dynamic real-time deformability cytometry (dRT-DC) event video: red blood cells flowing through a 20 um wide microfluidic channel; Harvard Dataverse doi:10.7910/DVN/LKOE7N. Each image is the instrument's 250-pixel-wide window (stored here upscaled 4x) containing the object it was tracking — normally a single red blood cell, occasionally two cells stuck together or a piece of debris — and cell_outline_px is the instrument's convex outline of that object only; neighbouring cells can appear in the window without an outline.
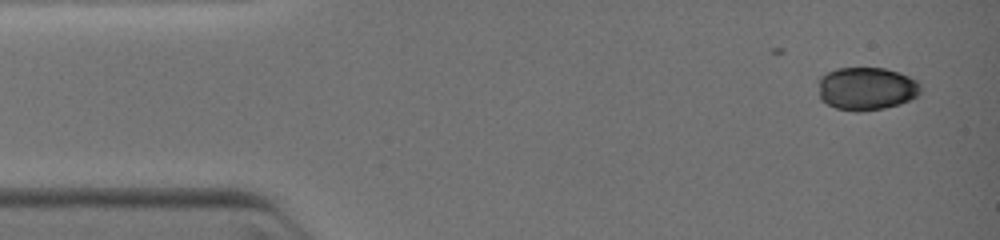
{"species": "common noctule bat (a hibernating species)", "species_latin": "Nyctalus noctula", "temperature_condition": "warm", "stored_images_in_passage": 21, "camera_frame_rate_fps": 3000, "um_per_image_px": 0.085, "animal": {"sex": "female", "body_mass_g": 19.0, "forearm_length_mm": 51.5}, "frame": {"image": 1, "passage_image": 1, "time_ms": 0.0, "image_size_px": [1000, 240], "cell_outline_px": [[920, 92], [916, 96], [900, 104], [884, 108], [860, 112], [856, 112], [836, 108], [820, 100], [820, 76], [836, 68], [884, 68], [900, 72], [916, 80], [920, 84]], "centroid_in_image_um": [73.65, 7.53], "position_along_channel_um": 11.3, "area_um2": 25.61}}
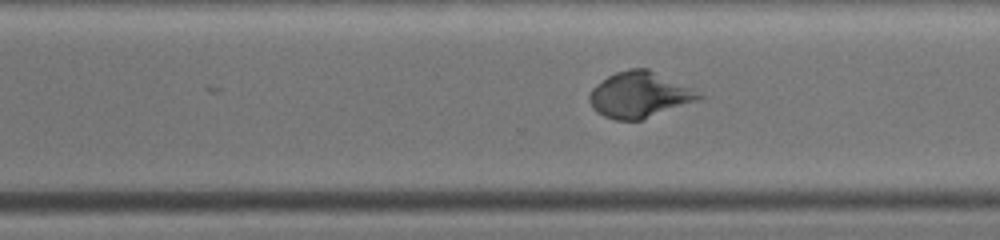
{"frame": {"image": 2, "passage_image": 21, "time_ms": 8.333, "image_size_px": [1000, 240], "cell_outline_px": [[704, 96], [696, 100], [640, 120], [612, 120], [596, 112], [592, 108], [588, 100], [588, 96], [592, 88], [596, 84], [608, 76], [616, 72], [628, 68], [648, 68], [696, 88]], "centroid_in_image_um": [54.34, 8.03], "position_along_channel_um": 316.3, "area_um2": 29.42}}